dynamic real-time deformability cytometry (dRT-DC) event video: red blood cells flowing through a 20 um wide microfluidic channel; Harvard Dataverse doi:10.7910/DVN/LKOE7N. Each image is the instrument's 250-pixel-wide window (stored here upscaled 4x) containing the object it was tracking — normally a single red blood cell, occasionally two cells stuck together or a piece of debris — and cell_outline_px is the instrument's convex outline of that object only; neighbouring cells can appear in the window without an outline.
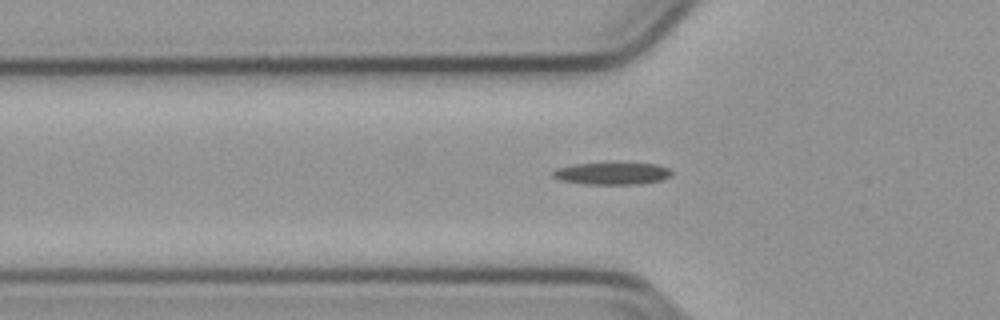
{"species": "common noctule bat (a hibernating species)", "species_latin": "Nyctalus noctula", "temperature_condition": "cold", "stored_images_in_passage": 33, "camera_frame_rate_fps": 3000, "um_per_image_px": 0.085, "animal": {"sex": "male", "body_mass_g": 23.1, "forearm_length_mm": 52.7}, "frame": {"image": 1, "passage_image": 3, "time_ms": 0.667, "image_size_px": [1000, 320], "cell_outline_px": [[672, 176], [660, 180], [640, 184], [584, 184], [560, 180], [552, 176], [552, 172], [556, 168], [576, 164], [656, 164], [672, 168]], "centroid_in_image_um": [52.05, 14.76], "position_along_channel_um": 73.7, "area_um2": 15.14}}
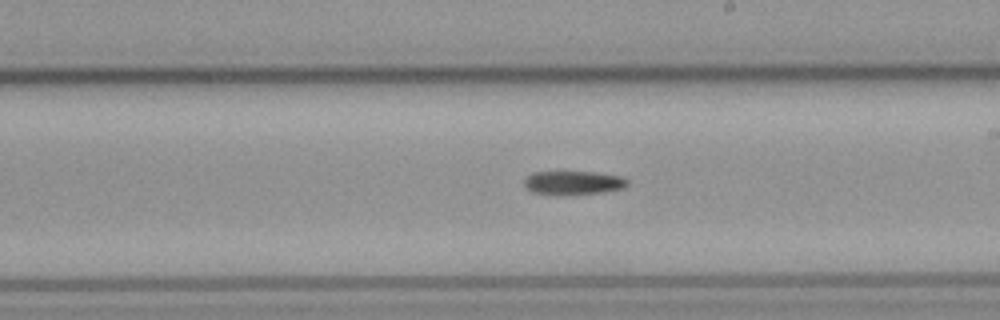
{"frame": {"image": 2, "passage_image": 16, "time_ms": 5.0, "image_size_px": [1000, 320], "cell_outline_px": [[628, 184], [624, 188], [600, 192], [532, 192], [524, 184], [524, 180], [532, 172], [596, 172], [620, 176], [628, 180]], "centroid_in_image_um": [48.78, 15.48], "position_along_channel_um": 240.2, "area_um2": 13.35}}
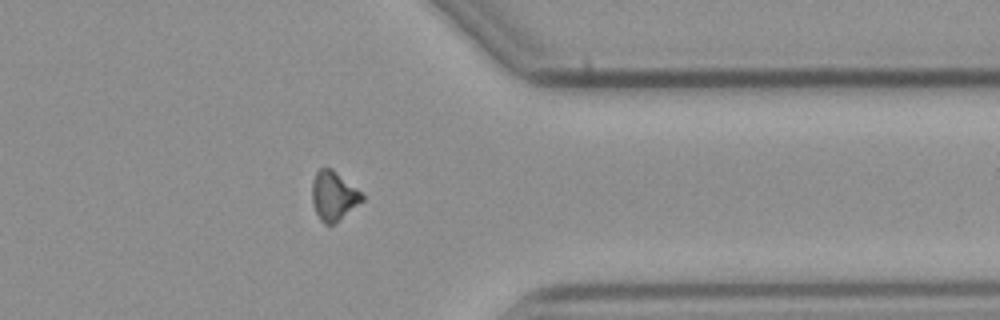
{"frame": {"image": 3, "passage_image": 28, "time_ms": 9.0, "image_size_px": [1000, 320], "cell_outline_px": [[364, 200], [332, 224], [324, 224], [320, 220], [312, 204], [312, 180], [316, 172], [320, 168], [332, 168], [356, 188], [364, 196]], "centroid_in_image_um": [28.33, 16.63], "position_along_channel_um": 383.1, "area_um2": 14.1}}